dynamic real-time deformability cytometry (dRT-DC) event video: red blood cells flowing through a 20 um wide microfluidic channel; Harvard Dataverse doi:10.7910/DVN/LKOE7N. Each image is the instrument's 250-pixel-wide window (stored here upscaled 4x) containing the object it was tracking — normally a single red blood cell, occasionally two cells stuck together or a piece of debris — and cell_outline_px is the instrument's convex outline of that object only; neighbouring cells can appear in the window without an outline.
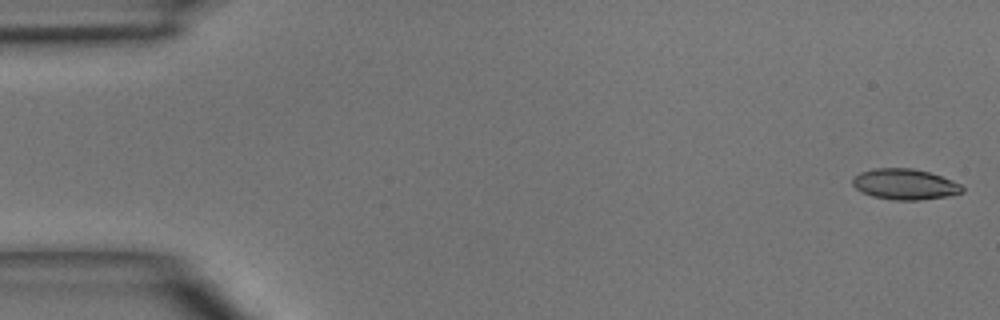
{"species": "common noctule bat (a hibernating species)", "species_latin": "Nyctalus noctula", "temperature_condition": "room temperature", "stored_images_in_passage": 5, "camera_frame_rate_fps": 3000, "um_per_image_px": 0.085, "animal": {"sex": "male", "body_mass_g": 15.6}, "frame": {"image": 1, "passage_image": 1, "time_ms": 0.0, "image_size_px": [1000, 320], "cell_outline_px": [[964, 192], [948, 196], [920, 200], [892, 200], [872, 196], [860, 192], [852, 184], [852, 180], [860, 172], [872, 168], [912, 168], [928, 172], [952, 180], [960, 184], [964, 188]], "centroid_in_image_um": [76.9, 15.66], "position_along_channel_um": 8.1, "area_um2": 19.71}}